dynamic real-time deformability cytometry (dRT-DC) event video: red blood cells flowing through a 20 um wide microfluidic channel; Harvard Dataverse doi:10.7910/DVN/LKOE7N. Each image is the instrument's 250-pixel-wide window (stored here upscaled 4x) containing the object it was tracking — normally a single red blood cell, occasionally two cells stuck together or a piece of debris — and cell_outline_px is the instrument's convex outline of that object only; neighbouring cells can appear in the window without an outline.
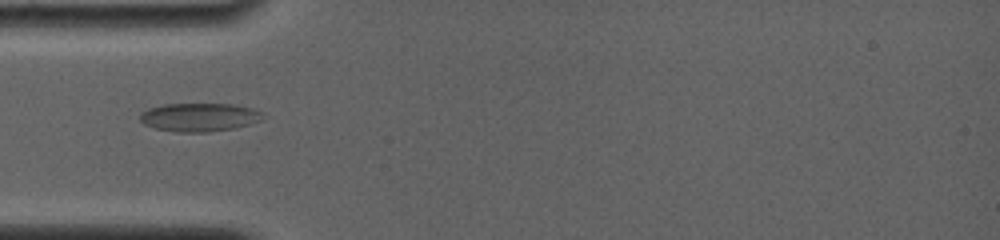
{"species": "common noctule bat (a hibernating species)", "species_latin": "Nyctalus noctula", "temperature_condition": "room temperature", "stored_images_in_passage": 48, "camera_frame_rate_fps": 4000, "um_per_image_px": 0.085, "animal": {"sex": "female", "body_mass_g": 19.0, "forearm_length_mm": 56.7}, "frame": {"image": 1, "passage_image": 1, "time_ms": 0.0, "image_size_px": [1000, 240], "cell_outline_px": [[264, 116], [260, 120], [248, 124], [232, 128], [208, 132], [176, 132], [156, 128], [144, 124], [140, 120], [140, 112], [148, 108], [164, 104], [236, 104], [252, 108], [264, 112]], "centroid_in_image_um": [16.93, 9.95], "position_along_channel_um": 68.1, "area_um2": 20.35}}
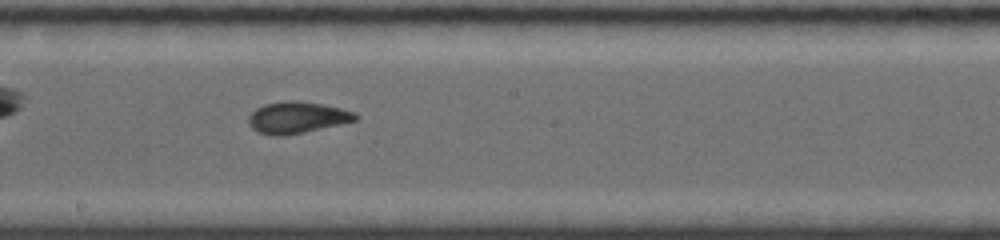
{"frame": {"image": 2, "passage_image": 28, "time_ms": 4.0, "image_size_px": [1000, 240], "cell_outline_px": [[360, 116], [356, 120], [304, 132], [284, 136], [272, 136], [256, 132], [248, 124], [248, 116], [256, 108], [264, 104], [284, 100], [292, 100], [320, 104], [340, 108], [352, 112]], "centroid_in_image_um": [25.18, 9.99], "position_along_channel_um": 223.0, "area_um2": 19.59}}
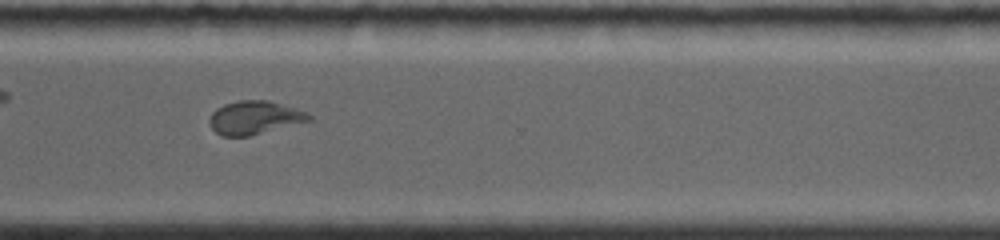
{"frame": {"image": 3, "passage_image": 47, "time_ms": 7.25, "image_size_px": [1000, 240], "cell_outline_px": [[312, 120], [248, 136], [220, 136], [212, 128], [208, 120], [212, 112], [216, 108], [224, 104], [240, 100], [268, 100], [296, 108], [308, 112], [312, 116]], "centroid_in_image_um": [21.63, 9.99], "position_along_channel_um": 349.0, "area_um2": 19.36}}